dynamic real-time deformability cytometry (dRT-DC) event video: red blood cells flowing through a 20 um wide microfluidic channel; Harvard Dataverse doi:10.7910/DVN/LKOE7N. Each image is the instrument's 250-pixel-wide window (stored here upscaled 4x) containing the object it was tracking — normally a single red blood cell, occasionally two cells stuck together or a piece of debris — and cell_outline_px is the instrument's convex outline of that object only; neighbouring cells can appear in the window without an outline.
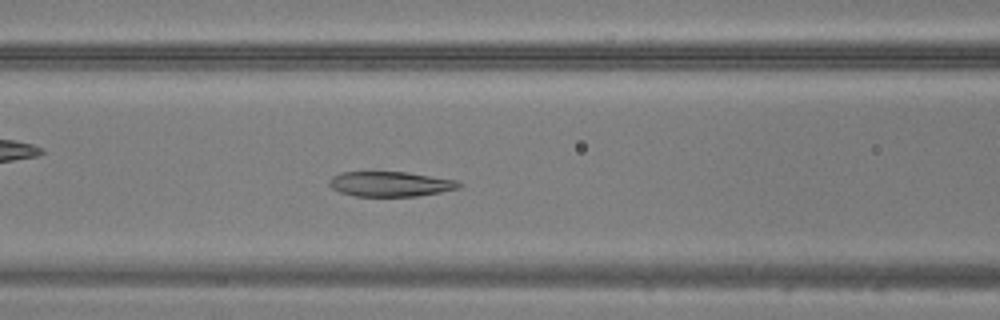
{"species": "common noctule bat (a hibernating species)", "species_latin": "Nyctalus noctula", "temperature_condition": "warm", "stored_images_in_passage": 40, "camera_frame_rate_fps": 3000, "um_per_image_px": 0.085, "animal": {"sex": "male", "body_mass_g": 20.5, "forearm_length_mm": 52.5}, "frame": {"image": 1, "passage_image": 19, "time_ms": 6.0, "image_size_px": [1000, 320], "cell_outline_px": [[464, 184], [460, 188], [440, 192], [416, 196], [356, 196], [340, 192], [332, 188], [328, 184], [328, 180], [332, 176], [340, 172], [404, 172], [456, 180]], "centroid_in_image_um": [33.16, 15.64], "position_along_channel_um": 133.4, "area_um2": 18.84}}
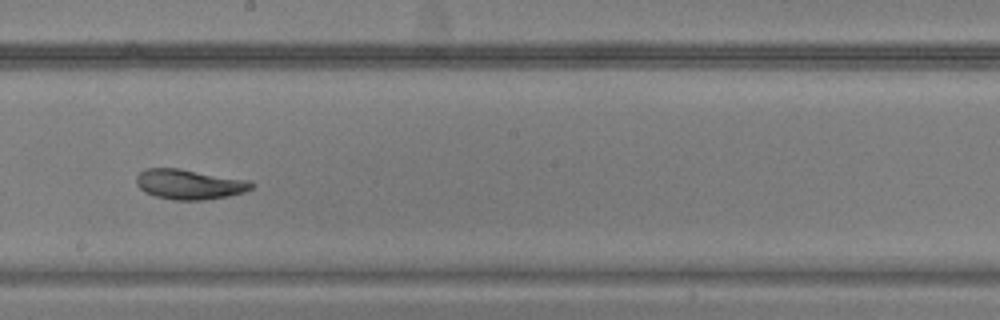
{"frame": {"image": 2, "passage_image": 26, "time_ms": 8.333, "image_size_px": [1000, 320], "cell_outline_px": [[256, 184], [252, 188], [244, 192], [228, 196], [204, 200], [172, 200], [156, 196], [144, 192], [136, 184], [136, 176], [144, 168], [180, 168], [248, 180]], "centroid_in_image_um": [16.08, 15.66], "position_along_channel_um": 232.1, "area_um2": 20.29}}
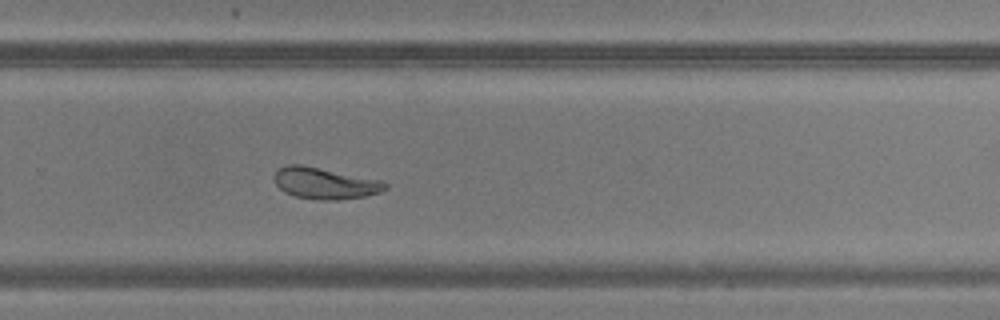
{"frame": {"image": 3, "passage_image": 31, "time_ms": 10.0, "image_size_px": [1000, 320], "cell_outline_px": [[388, 188], [380, 192], [364, 196], [336, 200], [316, 200], [296, 196], [284, 192], [276, 184], [276, 172], [280, 168], [288, 164], [300, 164], [384, 180], [388, 184]], "centroid_in_image_um": [27.67, 15.58], "position_along_channel_um": 302.1, "area_um2": 20.29}}